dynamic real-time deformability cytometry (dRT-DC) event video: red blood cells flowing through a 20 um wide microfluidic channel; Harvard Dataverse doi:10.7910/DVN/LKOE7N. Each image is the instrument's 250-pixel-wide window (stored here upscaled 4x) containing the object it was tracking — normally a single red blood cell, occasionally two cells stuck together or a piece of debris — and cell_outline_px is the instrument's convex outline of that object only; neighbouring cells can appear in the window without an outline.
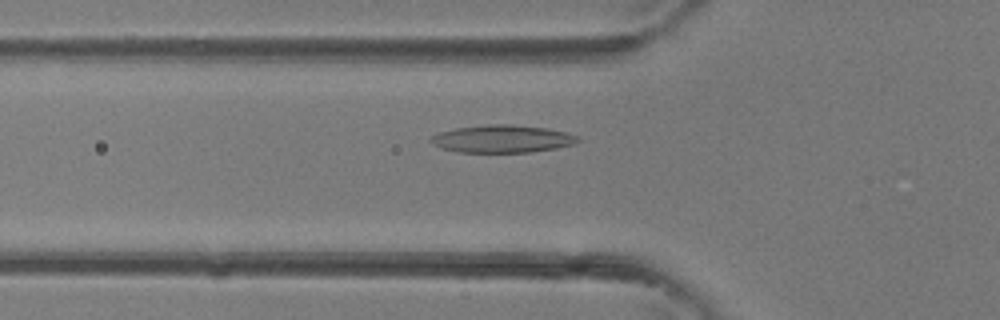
{"species": "common noctule bat (a hibernating species)", "species_latin": "Nyctalus noctula", "temperature_condition": "room temperature", "stored_images_in_passage": 35, "camera_frame_rate_fps": 3000, "um_per_image_px": 0.085, "animal": {"sex": "female"}, "frame": {"image": 1, "passage_image": 10, "time_ms": 3.0, "image_size_px": [1000, 320], "cell_outline_px": [[580, 140], [576, 144], [556, 148], [532, 152], [456, 152], [432, 144], [428, 140], [432, 136], [440, 132], [456, 128], [488, 124], [512, 124], [548, 128], [580, 136]], "centroid_in_image_um": [42.73, 11.8], "position_along_channel_um": 83.1, "area_um2": 23.76}}
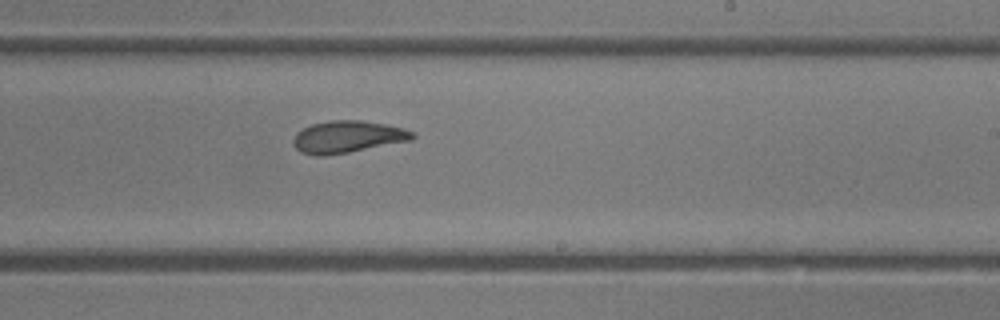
{"frame": {"image": 2, "passage_image": 20, "time_ms": 6.333, "image_size_px": [1000, 320], "cell_outline_px": [[416, 136], [412, 140], [348, 152], [324, 156], [316, 156], [300, 152], [292, 144], [292, 140], [296, 132], [312, 124], [332, 120], [360, 120], [384, 124], [404, 128], [416, 132]], "centroid_in_image_um": [29.54, 11.63], "position_along_channel_um": 259.5, "area_um2": 22.31}}
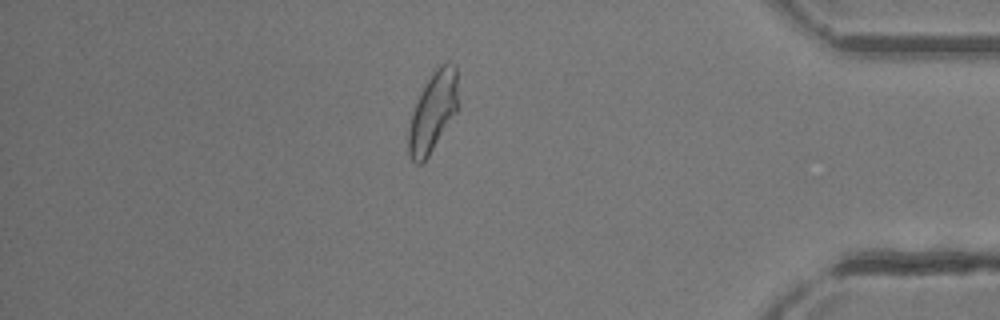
{"frame": {"image": 3, "passage_image": 30, "time_ms": 9.667, "image_size_px": [1000, 320], "cell_outline_px": [[460, 108], [424, 164], [416, 164], [412, 160], [408, 152], [408, 128], [412, 112], [432, 72], [440, 64], [456, 64], [460, 104]], "centroid_in_image_um": [36.85, 9.55], "position_along_channel_um": 398.4, "area_um2": 23.52}}